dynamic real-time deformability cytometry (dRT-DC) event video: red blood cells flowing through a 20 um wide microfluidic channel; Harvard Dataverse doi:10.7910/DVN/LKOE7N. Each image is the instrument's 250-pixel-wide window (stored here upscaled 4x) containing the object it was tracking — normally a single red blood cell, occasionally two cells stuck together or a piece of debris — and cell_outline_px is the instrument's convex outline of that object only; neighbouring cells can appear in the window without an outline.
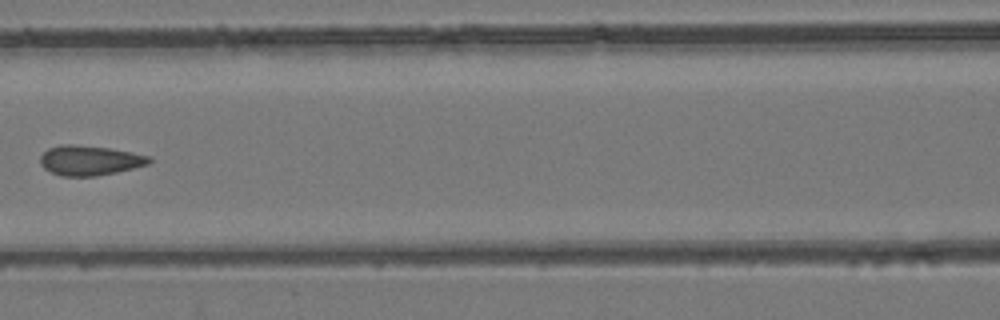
{"species": "common noctule bat (a hibernating species)", "species_latin": "Nyctalus noctula", "temperature_condition": "room temperature", "stored_images_in_passage": 7, "camera_frame_rate_fps": 3000, "um_per_image_px": 0.085, "animal": {"sex": "female", "body_mass_g": 24.6, "forearm_length_mm": 56.2}, "frame": {"image": 1, "passage_image": 6, "time_ms": 6.0, "image_size_px": [1000, 320], "cell_outline_px": [[152, 160], [148, 164], [116, 172], [96, 176], [60, 176], [44, 168], [40, 164], [40, 156], [48, 148], [64, 144], [72, 144], [108, 148], [132, 152], [152, 156]], "centroid_in_image_um": [7.62, 13.63], "position_along_channel_um": 159.0, "area_um2": 18.9}}
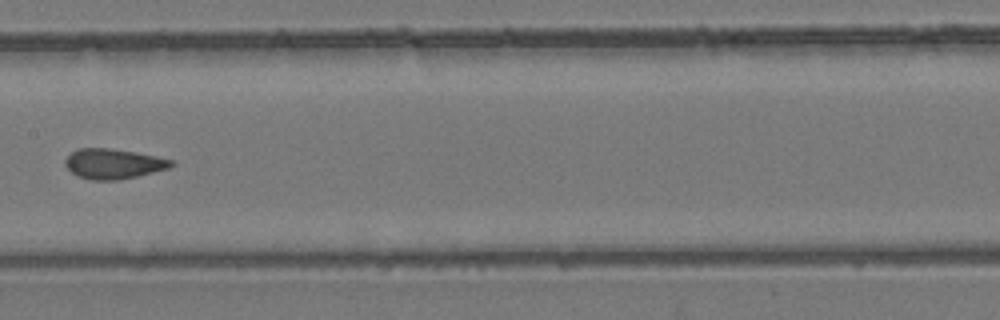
{"frame": {"image": 2, "passage_image": 7, "time_ms": 7.0, "image_size_px": [1000, 320], "cell_outline_px": [[176, 164], [168, 168], [120, 180], [92, 180], [76, 176], [64, 164], [64, 160], [76, 148], [112, 148], [136, 152], [176, 160]], "centroid_in_image_um": [9.65, 13.91], "position_along_channel_um": 197.8, "area_um2": 18.73}}